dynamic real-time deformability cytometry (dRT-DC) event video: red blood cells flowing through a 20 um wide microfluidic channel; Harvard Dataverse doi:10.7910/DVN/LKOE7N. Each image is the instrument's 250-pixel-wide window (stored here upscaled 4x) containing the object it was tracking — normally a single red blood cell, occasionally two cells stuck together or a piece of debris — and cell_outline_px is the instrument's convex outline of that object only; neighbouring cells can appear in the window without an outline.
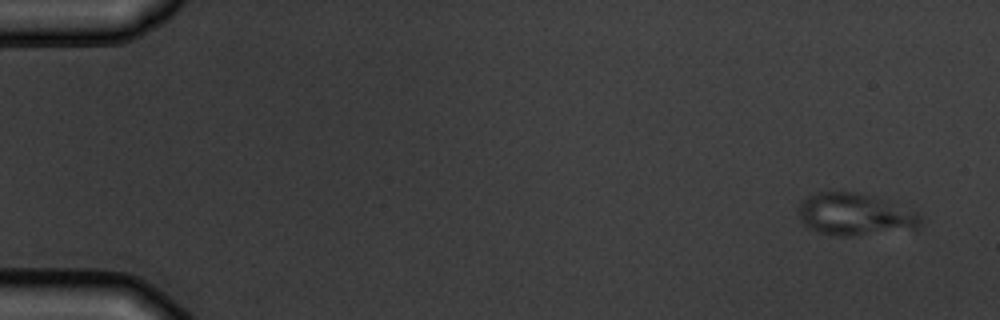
{"species": "common noctule bat (a hibernating species)", "species_latin": "Nyctalus noctula", "temperature_condition": "warm", "stored_images_in_passage": 5, "camera_frame_rate_fps": 3000, "um_per_image_px": 0.085, "animal": {"sex": "male", "body_mass_g": 19.5, "forearm_length_mm": 54.6}, "frame": {"image": 1, "passage_image": 1, "time_ms": 0.0, "image_size_px": [1000, 320], "cell_outline_px": [[924, 220], [920, 228], [916, 232], [852, 236], [840, 236], [820, 232], [804, 224], [800, 220], [796, 212], [800, 200], [816, 192], [856, 192], [872, 196], [884, 200], [916, 212]], "centroid_in_image_um": [72.74, 18.27], "position_along_channel_um": 12.3, "area_um2": 30.81}}